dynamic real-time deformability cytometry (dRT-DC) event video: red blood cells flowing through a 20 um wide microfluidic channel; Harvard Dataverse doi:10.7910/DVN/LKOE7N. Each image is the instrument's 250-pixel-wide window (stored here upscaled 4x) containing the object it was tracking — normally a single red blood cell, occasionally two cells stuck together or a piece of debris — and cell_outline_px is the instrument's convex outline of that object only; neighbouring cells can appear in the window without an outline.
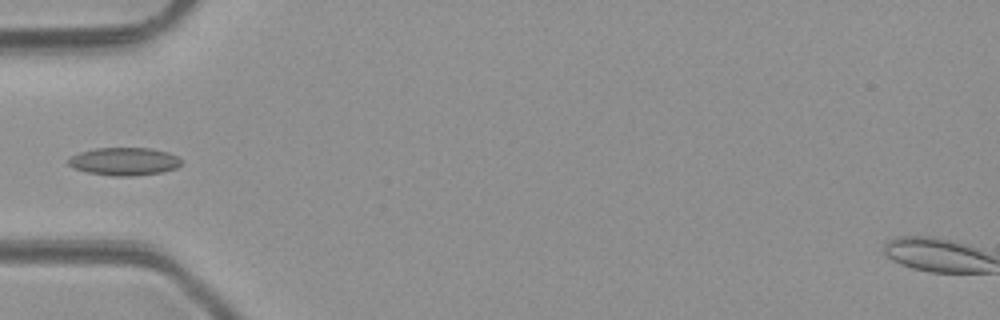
{"species": "common noctule bat (a hibernating species)", "species_latin": "Nyctalus noctula", "temperature_condition": "room temperature", "stored_images_in_passage": 4, "camera_frame_rate_fps": 3000, "um_per_image_px": 0.085, "animal": {"sex": "male", "body_mass_g": 23.1, "forearm_length_mm": 52.7}, "frame": {"image": 1, "passage_image": 3, "time_ms": 3.333, "image_size_px": [1000, 320], "cell_outline_px": [[184, 164], [176, 168], [160, 172], [132, 176], [112, 176], [88, 172], [72, 168], [68, 164], [68, 160], [72, 156], [80, 152], [96, 148], [152, 148], [168, 152], [184, 160]], "centroid_in_image_um": [10.6, 13.72], "position_along_channel_um": 74.4, "area_um2": 18.44}}
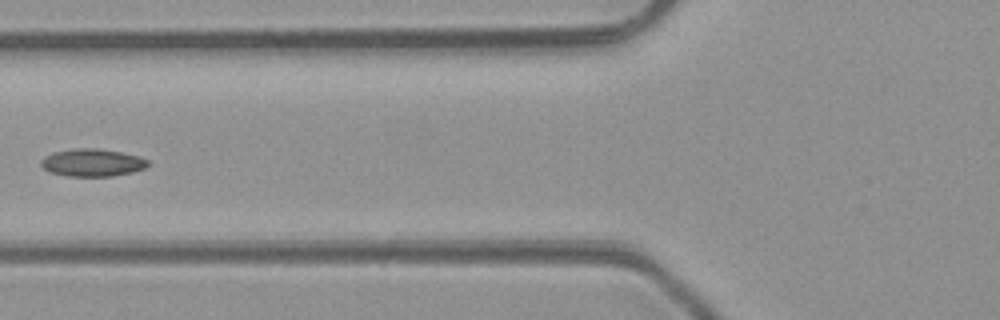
{"frame": {"image": 2, "passage_image": 4, "time_ms": 4.333, "image_size_px": [1000, 320], "cell_outline_px": [[148, 164], [144, 168], [132, 172], [112, 176], [68, 176], [48, 172], [40, 164], [40, 160], [44, 156], [52, 152], [72, 148], [100, 148], [140, 156], [148, 160]], "centroid_in_image_um": [7.8, 13.81], "position_along_channel_um": 118.0, "area_um2": 17.34}}